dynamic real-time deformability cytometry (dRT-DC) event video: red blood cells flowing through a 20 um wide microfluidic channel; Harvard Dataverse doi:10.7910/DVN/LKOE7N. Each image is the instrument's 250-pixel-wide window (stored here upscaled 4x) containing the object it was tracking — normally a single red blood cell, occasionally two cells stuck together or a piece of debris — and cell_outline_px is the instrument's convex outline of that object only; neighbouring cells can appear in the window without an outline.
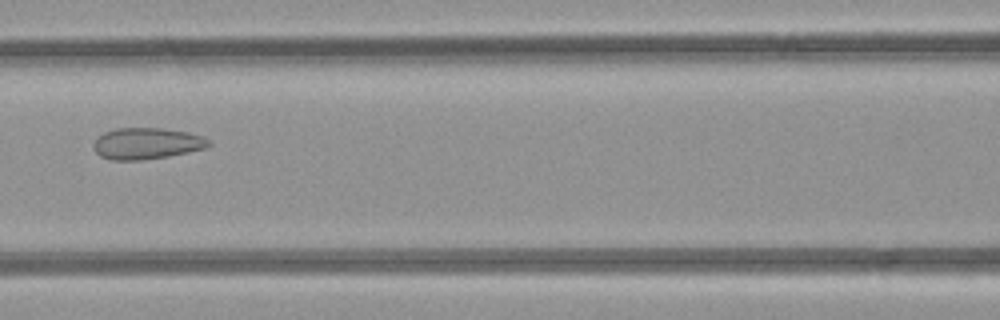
{"species": "common noctule bat (a hibernating species)", "species_latin": "Nyctalus noctula", "temperature_condition": "room temperature", "stored_images_in_passage": 4, "camera_frame_rate_fps": 3000, "um_per_image_px": 0.085, "animal": {"sex": "female", "body_mass_g": 21.9}, "frame": {"image": 1, "passage_image": 4, "time_ms": 3.333, "image_size_px": [1000, 320], "cell_outline_px": [[212, 144], [204, 148], [188, 152], [168, 156], [140, 160], [112, 160], [100, 156], [92, 148], [92, 144], [104, 132], [116, 128], [160, 128], [188, 132], [204, 136]], "centroid_in_image_um": [12.46, 12.19], "position_along_channel_um": 154.1, "area_um2": 21.04}}